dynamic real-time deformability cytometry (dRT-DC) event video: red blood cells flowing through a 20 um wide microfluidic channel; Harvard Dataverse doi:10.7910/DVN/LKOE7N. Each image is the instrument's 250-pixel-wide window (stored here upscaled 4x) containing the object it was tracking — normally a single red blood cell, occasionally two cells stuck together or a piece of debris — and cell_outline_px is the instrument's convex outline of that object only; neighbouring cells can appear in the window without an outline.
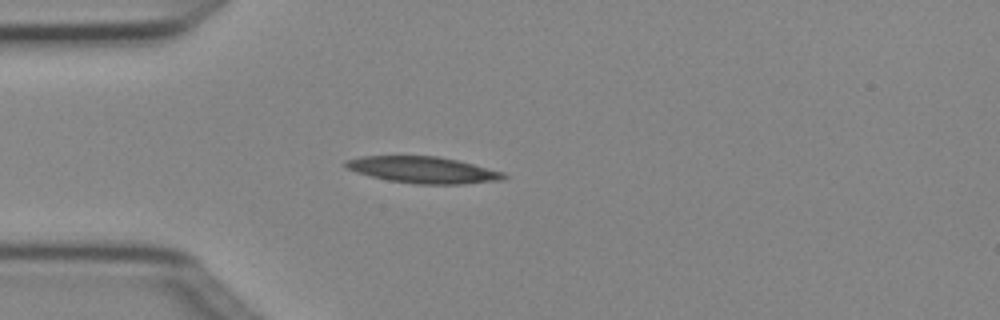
{"species": "Egyptian fruit bat (a non-hibernating species)", "species_latin": "Rousettus aegyptiacus", "temperature_condition": "cold", "stored_images_in_passage": 2, "camera_frame_rate_fps": 3000, "um_per_image_px": 0.085, "animal": {"sex": "female"}, "frame": {"image": 1, "passage_image": 2, "time_ms": 0.333, "image_size_px": [1000, 320], "cell_outline_px": [[508, 176], [504, 180], [460, 184], [416, 184], [388, 180], [356, 172], [344, 168], [344, 160], [364, 156], [436, 156], [456, 160], [504, 172]], "centroid_in_image_um": [35.95, 14.44], "position_along_channel_um": 49.1, "area_um2": 24.33}}